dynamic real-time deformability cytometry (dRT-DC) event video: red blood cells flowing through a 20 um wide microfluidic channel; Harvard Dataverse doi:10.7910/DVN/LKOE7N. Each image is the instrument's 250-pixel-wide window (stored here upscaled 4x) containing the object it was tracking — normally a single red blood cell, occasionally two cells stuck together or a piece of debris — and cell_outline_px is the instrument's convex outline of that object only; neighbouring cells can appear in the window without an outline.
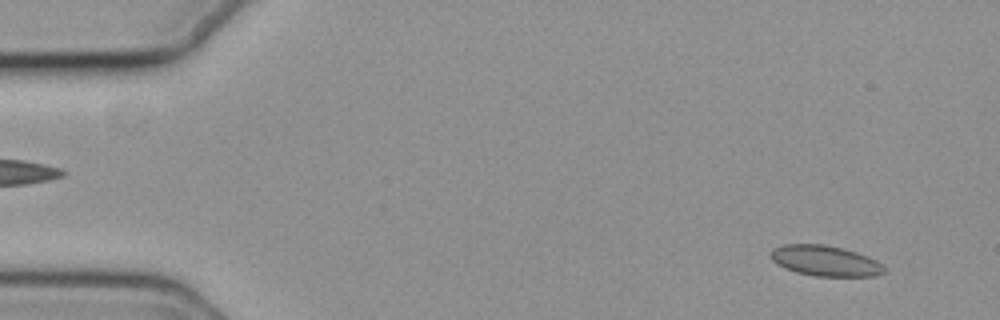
{"species": "common noctule bat (a hibernating species)", "species_latin": "Nyctalus noctula", "temperature_condition": "cold", "stored_images_in_passage": 9, "camera_frame_rate_fps": 3000, "um_per_image_px": 0.085, "animal": {"sex": "female", "body_mass_g": 19.3, "forearm_length_mm": 54.1}, "frame": {"image": 1, "passage_image": 4, "time_ms": 1.0, "image_size_px": [1000, 320], "cell_outline_px": [[884, 272], [876, 276], [812, 276], [796, 272], [784, 268], [776, 264], [772, 260], [772, 248], [784, 244], [824, 244], [844, 248], [868, 256], [876, 260], [884, 268]], "centroid_in_image_um": [70.12, 22.16], "position_along_channel_um": 14.9, "area_um2": 20.23}}